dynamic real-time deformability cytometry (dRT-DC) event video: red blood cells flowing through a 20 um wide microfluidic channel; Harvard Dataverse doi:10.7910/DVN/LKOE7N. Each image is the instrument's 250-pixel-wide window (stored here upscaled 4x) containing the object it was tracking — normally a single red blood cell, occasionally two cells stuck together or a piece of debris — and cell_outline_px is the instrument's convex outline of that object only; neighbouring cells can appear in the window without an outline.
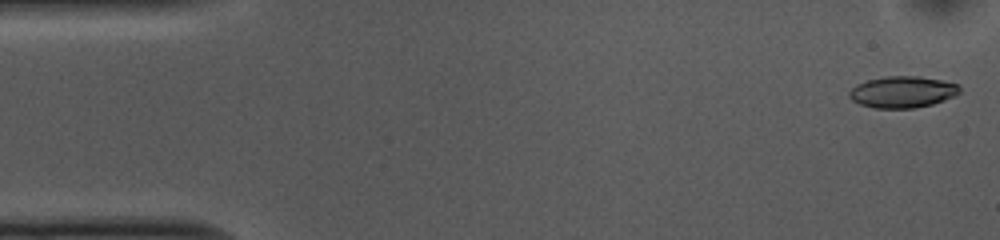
{"species": "common noctule bat (a hibernating species)", "species_latin": "Nyctalus noctula", "temperature_condition": "cold", "stored_images_in_passage": 52, "camera_frame_rate_fps": 3000, "um_per_image_px": 0.085, "animal": {"sex": "female", "body_mass_g": 10.0, "forearm_length_mm": 53.1}, "frame": {"image": 1, "passage_image": 1, "time_ms": 0.0, "image_size_px": [1000, 240], "cell_outline_px": [[960, 92], [956, 96], [932, 104], [916, 108], [876, 108], [860, 104], [852, 100], [848, 96], [848, 92], [856, 84], [868, 80], [888, 76], [920, 76], [960, 84]], "centroid_in_image_um": [76.73, 7.82], "position_along_channel_um": 8.3, "area_um2": 20.35}}
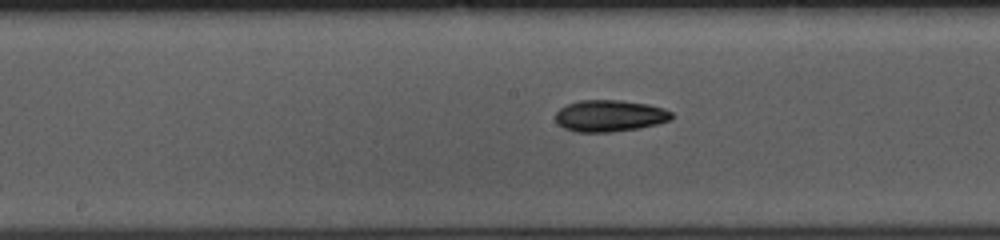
{"frame": {"image": 2, "passage_image": 25, "time_ms": 8.0, "image_size_px": [1000, 240], "cell_outline_px": [[672, 120], [640, 128], [608, 132], [576, 132], [564, 128], [556, 120], [556, 112], [560, 108], [568, 104], [580, 100], [624, 100], [648, 104], [664, 108], [672, 112]], "centroid_in_image_um": [51.85, 9.84], "position_along_channel_um": 196.3, "area_um2": 21.44}}
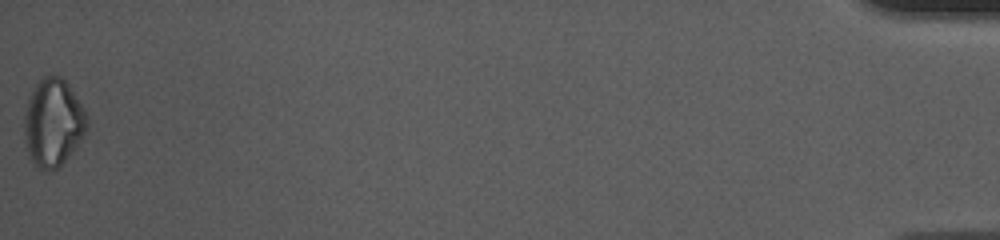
{"frame": {"image": 3, "passage_image": 52, "time_ms": 17.0, "image_size_px": [1000, 240], "cell_outline_px": [[88, 128], [72, 152], [60, 168], [52, 172], [48, 172], [40, 168], [32, 160], [28, 152], [24, 140], [24, 116], [28, 100], [40, 76], [60, 76], [68, 84], [88, 116]], "centroid_in_image_um": [4.52, 10.45], "position_along_channel_um": 430.7, "area_um2": 32.08}, "authors_computed_cell_mechanics": {"area_um2": 21.2704, "velocity_mm_per_s": 3.7567, "shape_relaxation_time_tau1_ms": 6.3885, "shape_relaxation_time_tau2_ms": null, "deformation_change_tau1": 0.1419, "deformation_change_tau2": null}}